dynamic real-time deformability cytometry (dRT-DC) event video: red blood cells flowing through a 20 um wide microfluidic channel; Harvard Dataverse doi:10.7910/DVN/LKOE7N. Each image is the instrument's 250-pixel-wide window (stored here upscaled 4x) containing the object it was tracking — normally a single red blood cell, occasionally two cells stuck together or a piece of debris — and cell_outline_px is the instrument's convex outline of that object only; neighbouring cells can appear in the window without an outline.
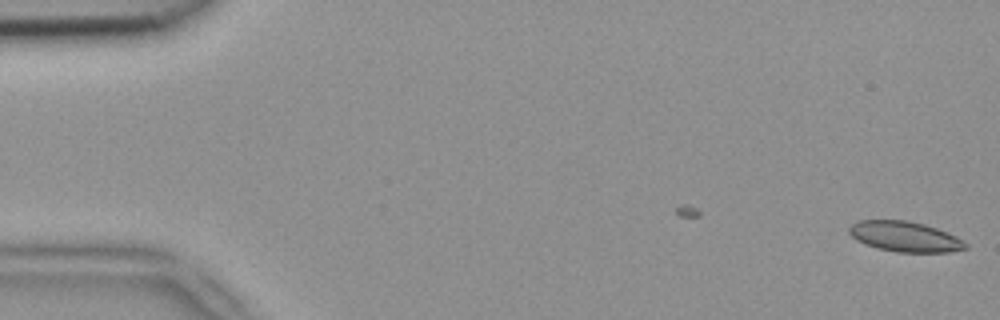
{"species": "common noctule bat (a hibernating species)", "species_latin": "Nyctalus noctula", "temperature_condition": "room temperature", "stored_images_in_passage": 6, "camera_frame_rate_fps": 3000, "um_per_image_px": 0.085, "animal": {"sex": "female", "body_mass_g": 18.4}, "frame": {"image": 1, "passage_image": 6, "time_ms": 1.667, "image_size_px": [1000, 320], "cell_outline_px": [[968, 248], [948, 252], [896, 252], [876, 248], [864, 244], [856, 240], [848, 232], [848, 228], [852, 224], [860, 220], [908, 220], [924, 224], [948, 232], [956, 236], [968, 244]], "centroid_in_image_um": [76.91, 20.11], "position_along_channel_um": 8.1, "area_um2": 20.69}}